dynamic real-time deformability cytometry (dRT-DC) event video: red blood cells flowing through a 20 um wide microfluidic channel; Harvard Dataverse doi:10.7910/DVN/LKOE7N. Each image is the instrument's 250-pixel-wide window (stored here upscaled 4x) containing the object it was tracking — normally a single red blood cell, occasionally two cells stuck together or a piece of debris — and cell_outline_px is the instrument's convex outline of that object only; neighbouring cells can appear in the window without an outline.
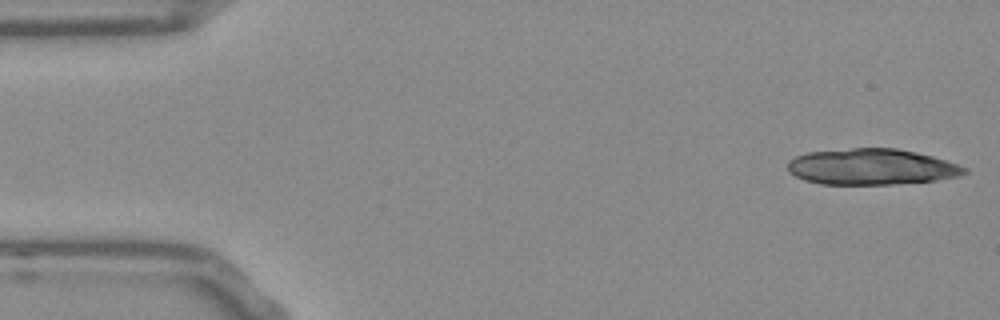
{"species": "Egyptian fruit bat (a non-hibernating species)", "species_latin": "Rousettus aegyptiacus", "temperature_condition": "room temperature", "stored_images_in_passage": 18, "camera_frame_rate_fps": 3000, "um_per_image_px": 0.085, "frame": {"image": 1, "passage_image": 1, "time_ms": 0.0, "image_size_px": [1000, 320], "cell_outline_px": [[968, 172], [960, 176], [936, 180], [892, 184], [820, 184], [804, 180], [788, 172], [788, 160], [796, 156], [808, 152], [852, 148], [896, 148], [916, 152], [932, 156], [968, 168]], "centroid_in_image_um": [74.06, 14.18], "position_along_channel_um": 10.9, "area_um2": 37.05}}
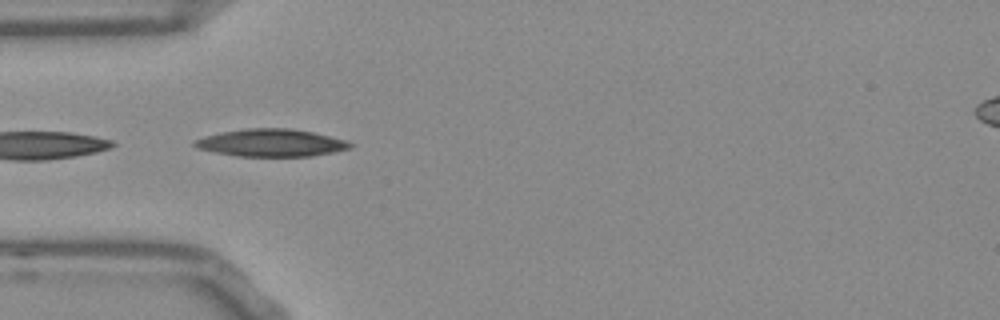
{"frame": {"image": 2, "passage_image": 15, "time_ms": 4.667, "image_size_px": [1000, 320], "cell_outline_px": [[352, 148], [312, 156], [236, 156], [196, 148], [192, 144], [196, 140], [204, 136], [220, 132], [248, 128], [288, 128], [312, 132], [348, 140], [352, 144]], "centroid_in_image_um": [23.06, 12.14], "position_along_channel_um": 61.9, "area_um2": 24.85}}